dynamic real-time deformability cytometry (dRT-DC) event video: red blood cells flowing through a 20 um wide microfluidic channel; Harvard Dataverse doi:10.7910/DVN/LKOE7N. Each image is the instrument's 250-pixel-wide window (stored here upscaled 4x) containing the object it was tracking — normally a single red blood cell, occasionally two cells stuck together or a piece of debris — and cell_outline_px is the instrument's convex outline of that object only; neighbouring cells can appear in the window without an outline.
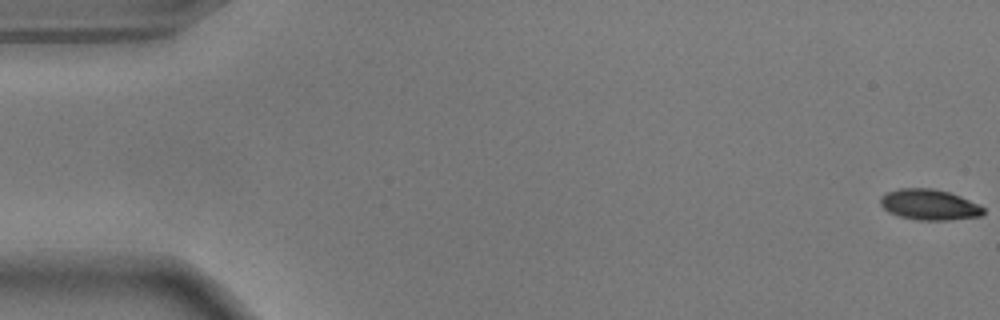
{"species": "common noctule bat (a hibernating species)", "species_latin": "Nyctalus noctula", "temperature_condition": "warm", "stored_images_in_passage": 56, "camera_frame_rate_fps": 3000, "um_per_image_px": 0.085, "animal": {"sex": "male", "body_mass_g": 17.9}, "frame": {"image": 1, "passage_image": 1, "time_ms": 0.0, "image_size_px": [1000, 320], "cell_outline_px": [[984, 212], [980, 216], [948, 220], [916, 220], [900, 216], [888, 212], [880, 204], [880, 196], [888, 192], [900, 188], [932, 188], [948, 192], [960, 196], [984, 208]], "centroid_in_image_um": [78.95, 17.4], "position_along_channel_um": 6.0, "area_um2": 18.26}}
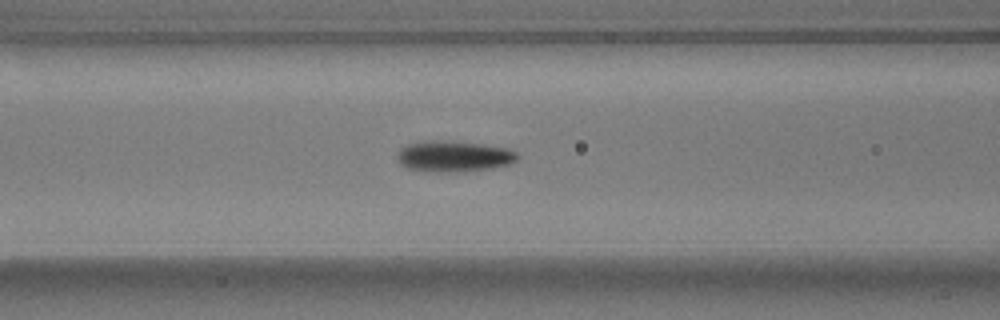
{"frame": {"image": 2, "passage_image": 23, "time_ms": 7.333, "image_size_px": [1000, 320], "cell_outline_px": [[520, 156], [516, 160], [508, 164], [492, 168], [464, 172], [440, 172], [408, 168], [400, 164], [400, 148], [408, 144], [436, 140], [480, 144], [508, 148], [516, 152]], "centroid_in_image_um": [38.64, 13.3], "position_along_channel_um": 128.0, "area_um2": 21.27}}
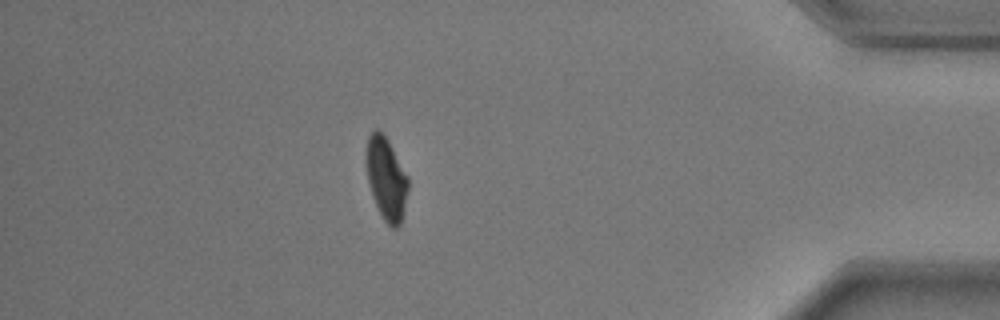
{"frame": {"image": 3, "passage_image": 49, "time_ms": 16.0, "image_size_px": [1000, 320], "cell_outline_px": [[408, 188], [404, 208], [400, 224], [396, 228], [392, 228], [384, 220], [372, 196], [364, 164], [364, 156], [368, 136], [376, 128], [388, 140], [408, 176]], "centroid_in_image_um": [32.8, 15.15], "position_along_channel_um": 402.4, "area_um2": 20.17}, "authors_computed_cell_mechanics": {"area_um2": 20.1433, "velocity_mm_per_s": 3.6677, "shape_relaxation_time_tau1_ms": 3.1897, "shape_relaxation_time_tau2_ms": 2.4975, "deformation_change_tau1": 0.1573, "deformation_change_tau2": 0.0807}}